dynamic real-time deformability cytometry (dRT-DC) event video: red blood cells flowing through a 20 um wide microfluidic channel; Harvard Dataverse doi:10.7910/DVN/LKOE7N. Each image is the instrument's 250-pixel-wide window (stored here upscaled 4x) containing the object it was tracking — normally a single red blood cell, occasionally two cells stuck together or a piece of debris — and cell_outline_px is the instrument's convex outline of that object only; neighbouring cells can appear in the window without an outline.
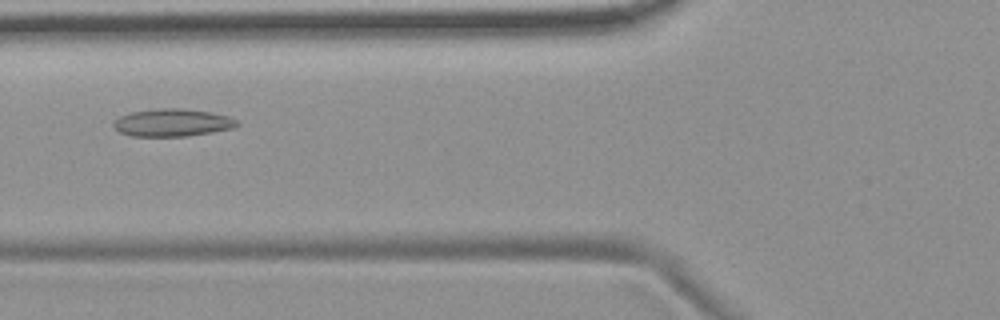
{"species": "common noctule bat (a hibernating species)", "species_latin": "Nyctalus noctula", "temperature_condition": "room temperature", "stored_images_in_passage": 5, "camera_frame_rate_fps": 3000, "um_per_image_px": 0.085, "animal": {"sex": "female", "body_mass_g": 19.9}, "frame": {"image": 1, "passage_image": 3, "time_ms": 2.333, "image_size_px": [1000, 320], "cell_outline_px": [[240, 124], [232, 128], [212, 132], [188, 136], [132, 136], [120, 132], [112, 124], [120, 116], [132, 112], [156, 108], [180, 108], [212, 112], [228, 116], [236, 120]], "centroid_in_image_um": [14.67, 10.42], "position_along_channel_um": 111.1, "area_um2": 19.77}}
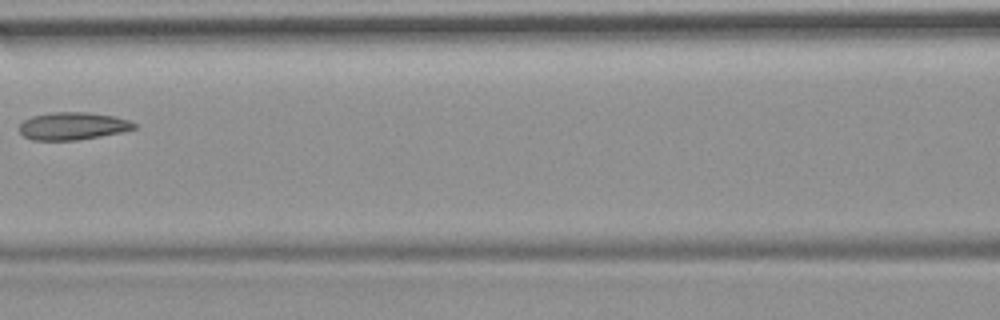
{"frame": {"image": 2, "passage_image": 4, "time_ms": 3.667, "image_size_px": [1000, 320], "cell_outline_px": [[136, 128], [124, 132], [76, 140], [32, 140], [24, 136], [20, 132], [20, 124], [24, 120], [32, 116], [52, 112], [88, 112], [116, 116], [128, 120], [136, 124]], "centroid_in_image_um": [6.2, 10.71], "position_along_channel_um": 160.4, "area_um2": 18.5}}
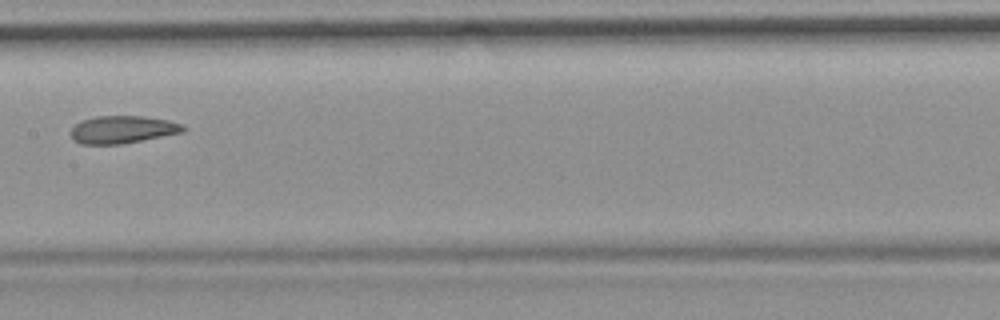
{"frame": {"image": 3, "passage_image": 5, "time_ms": 4.667, "image_size_px": [1000, 320], "cell_outline_px": [[188, 128], [184, 132], [120, 144], [80, 144], [72, 140], [72, 128], [80, 120], [96, 116], [144, 116], [168, 120], [184, 124]], "centroid_in_image_um": [10.44, 11.0], "position_along_channel_um": 197.0, "area_um2": 18.15}}